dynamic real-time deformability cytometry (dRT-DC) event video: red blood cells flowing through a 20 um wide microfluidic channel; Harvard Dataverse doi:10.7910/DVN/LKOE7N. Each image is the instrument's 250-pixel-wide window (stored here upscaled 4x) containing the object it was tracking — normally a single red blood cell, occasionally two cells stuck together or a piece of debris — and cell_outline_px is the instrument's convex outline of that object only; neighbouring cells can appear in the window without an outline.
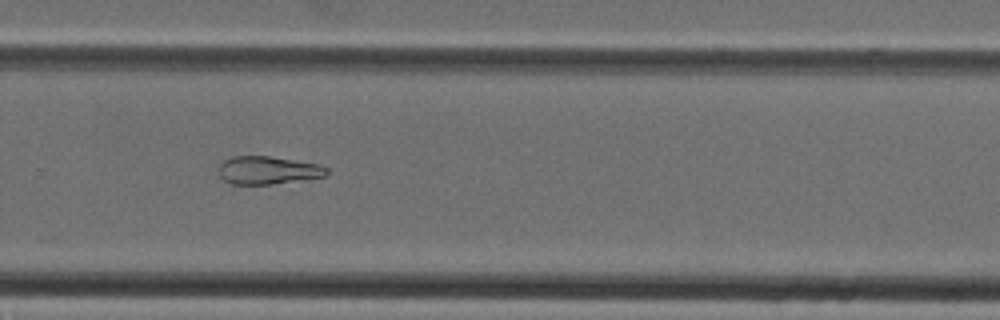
{"species": "Egyptian fruit bat (a non-hibernating species)", "species_latin": "Rousettus aegyptiacus", "temperature_condition": "cold", "stored_images_in_passage": 31, "camera_frame_rate_fps": 3000, "um_per_image_px": 0.085, "animal": {"sex": "female"}, "frame": {"image": 1, "passage_image": 18, "time_ms": 5.667, "image_size_px": [1000, 320], "cell_outline_px": [[328, 172], [324, 176], [272, 184], [232, 184], [224, 180], [220, 176], [220, 164], [224, 160], [232, 156], [268, 156], [320, 164], [328, 168]], "centroid_in_image_um": [22.77, 14.46], "position_along_channel_um": 307.0, "area_um2": 17.4}}